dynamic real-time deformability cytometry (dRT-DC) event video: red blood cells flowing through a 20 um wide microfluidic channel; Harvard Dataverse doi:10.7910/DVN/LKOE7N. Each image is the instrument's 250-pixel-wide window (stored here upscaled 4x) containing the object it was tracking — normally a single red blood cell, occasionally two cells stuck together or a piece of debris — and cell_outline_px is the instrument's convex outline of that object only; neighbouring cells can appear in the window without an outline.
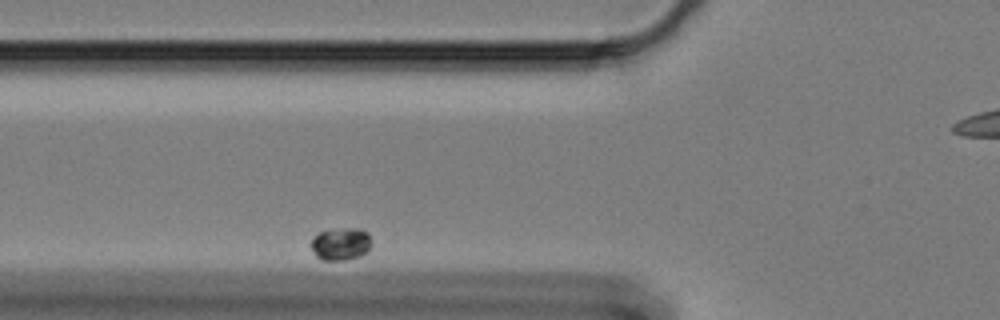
{"species": "Egyptian fruit bat (a non-hibernating species)", "species_latin": "Rousettus aegyptiacus", "temperature_condition": "cold", "stored_images_in_passage": 54, "segment_of_instrument_passage": [2, 3], "camera_frame_rate_fps": 3000, "um_per_image_px": 0.085, "animal": {"sex": "female"}, "frame": {"image": 1, "passage_image": 7, "time_ms": 2.0, "image_size_px": [1000, 320], "cell_outline_px": [[372, 244], [368, 252], [360, 256], [344, 260], [320, 260], [316, 256], [312, 248], [312, 236], [320, 232], [344, 228], [360, 228], [368, 232]], "centroid_in_image_um": [29.0, 20.74], "position_along_channel_um": 96.8, "area_um2": 11.56}}
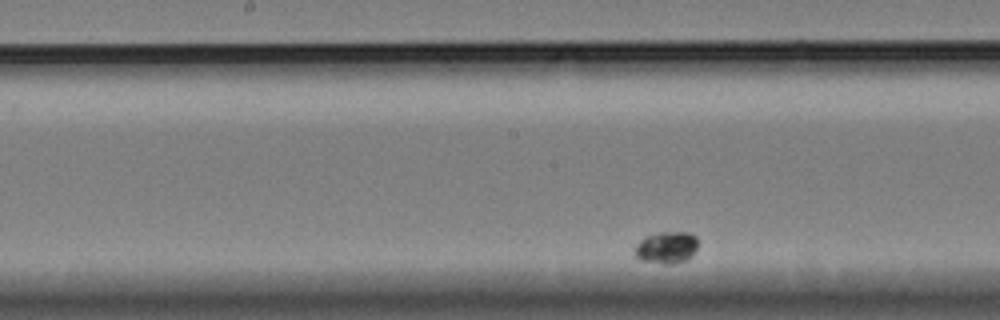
{"frame": {"image": 2, "passage_image": 19, "time_ms": 6.0, "image_size_px": [1000, 320], "cell_outline_px": [[696, 248], [692, 256], [676, 264], [664, 264], [640, 260], [632, 252], [636, 244], [644, 236], [656, 232], [692, 232], [696, 236]], "centroid_in_image_um": [56.61, 21.03], "position_along_channel_um": 191.6, "area_um2": 12.02}}
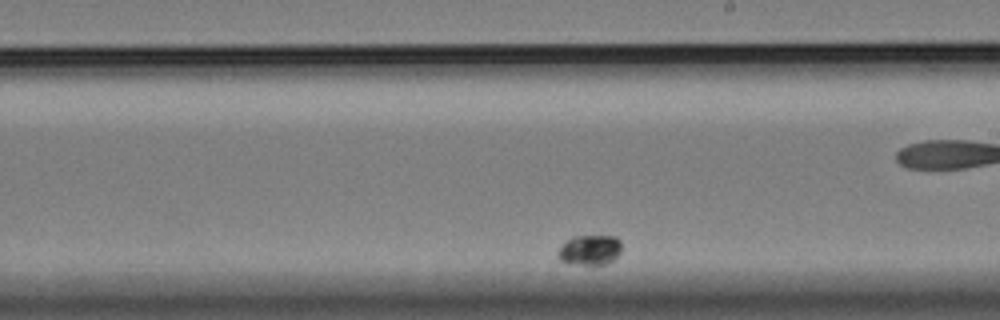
{"frame": {"image": 3, "passage_image": 25, "time_ms": 8.0, "image_size_px": [1000, 320], "cell_outline_px": [[620, 252], [608, 264], [580, 264], [560, 260], [556, 256], [556, 252], [572, 236], [616, 236], [620, 240]], "centroid_in_image_um": [50.13, 21.23], "position_along_channel_um": 238.9, "area_um2": 10.98}}